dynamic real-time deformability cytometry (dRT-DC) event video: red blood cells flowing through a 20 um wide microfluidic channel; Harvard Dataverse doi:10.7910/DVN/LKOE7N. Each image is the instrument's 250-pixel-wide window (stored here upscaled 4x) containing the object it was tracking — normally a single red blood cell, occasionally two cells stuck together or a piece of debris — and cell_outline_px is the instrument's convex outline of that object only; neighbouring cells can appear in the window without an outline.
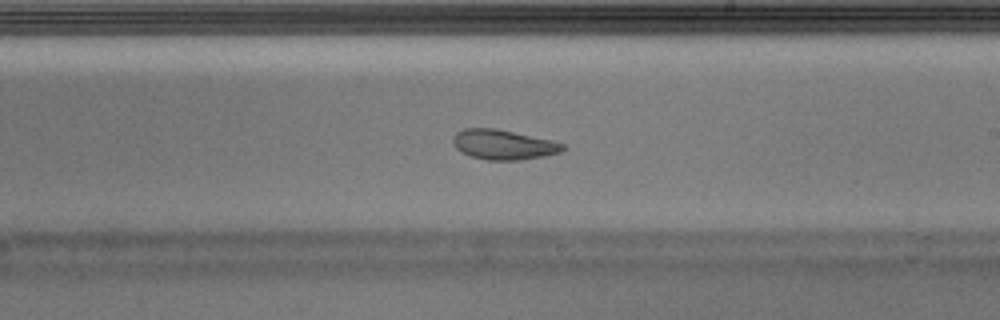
{"species": "Egyptian fruit bat (a non-hibernating species)", "species_latin": "Rousettus aegyptiacus", "temperature_condition": "warm", "stored_images_in_passage": 41, "segment_of_instrument_passage": [1, 2], "camera_frame_rate_fps": 3000, "um_per_image_px": 0.085, "animal": {"sex": "male"}, "frame": {"image": 1, "passage_image": 24, "time_ms": 7.667, "image_size_px": [1000, 320], "cell_outline_px": [[564, 148], [560, 152], [544, 156], [520, 160], [488, 160], [472, 156], [460, 152], [452, 144], [452, 136], [456, 132], [464, 128], [496, 128], [552, 140], [564, 144]], "centroid_in_image_um": [42.74, 12.28], "position_along_channel_um": 246.3, "area_um2": 19.19}}